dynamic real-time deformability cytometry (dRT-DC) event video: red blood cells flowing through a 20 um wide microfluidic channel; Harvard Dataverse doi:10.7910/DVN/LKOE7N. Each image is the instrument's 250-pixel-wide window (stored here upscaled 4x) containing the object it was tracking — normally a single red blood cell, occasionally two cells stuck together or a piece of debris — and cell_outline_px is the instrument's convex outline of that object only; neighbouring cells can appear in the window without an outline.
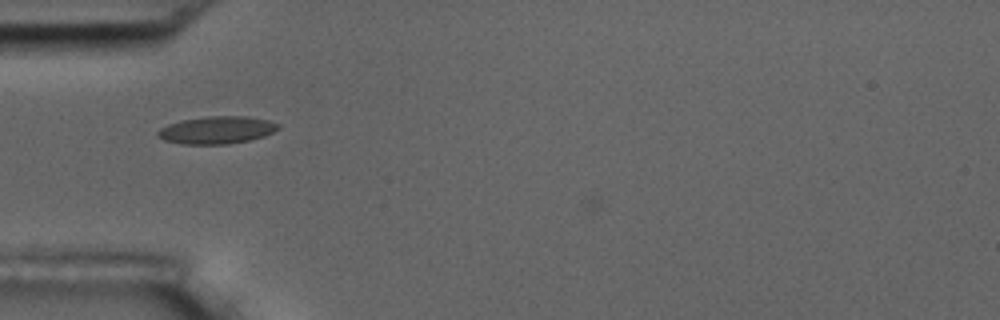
{"species": "common noctule bat (a hibernating species)", "species_latin": "Nyctalus noctula", "temperature_condition": "room temperature", "stored_images_in_passage": 40, "camera_frame_rate_fps": 3000, "um_per_image_px": 0.085, "animal": {"sex": "male", "body_mass_g": 17.5, "forearm_length_mm": 52.3}, "frame": {"image": 1, "passage_image": 2, "time_ms": 0.333, "image_size_px": [1000, 320], "cell_outline_px": [[280, 128], [264, 136], [248, 140], [228, 144], [180, 144], [164, 140], [156, 136], [156, 132], [160, 128], [168, 124], [180, 120], [208, 116], [248, 116], [268, 120], [280, 124]], "centroid_in_image_um": [18.4, 11.05], "position_along_channel_um": 66.6, "area_um2": 19.42}}
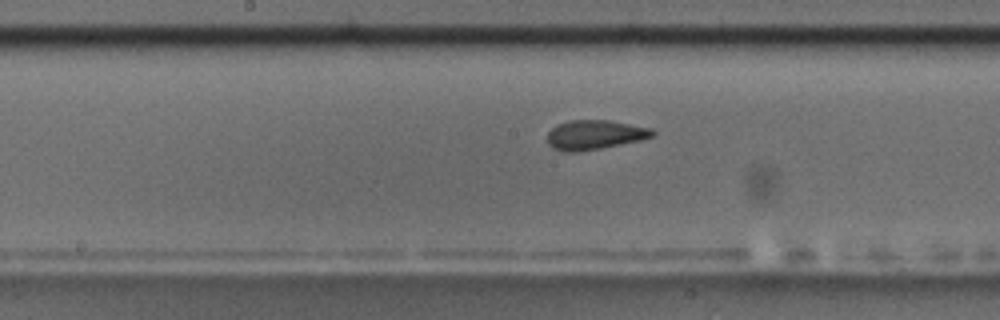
{"frame": {"image": 2, "passage_image": 13, "time_ms": 4.0, "image_size_px": [1000, 320], "cell_outline_px": [[656, 136], [640, 140], [600, 148], [576, 152], [564, 152], [552, 148], [548, 144], [548, 132], [556, 124], [568, 120], [608, 120], [652, 128], [656, 132]], "centroid_in_image_um": [50.55, 11.45], "position_along_channel_um": 197.7, "area_um2": 18.15}}
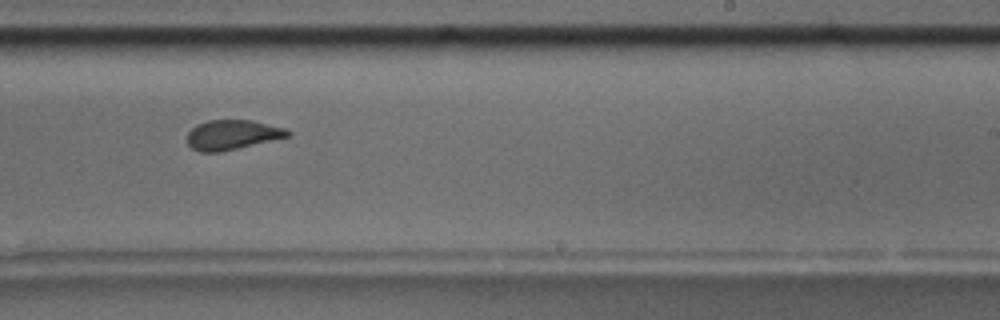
{"frame": {"image": 3, "passage_image": 19, "time_ms": 6.0, "image_size_px": [1000, 320], "cell_outline_px": [[292, 136], [220, 152], [200, 152], [192, 148], [188, 144], [188, 132], [196, 124], [208, 120], [252, 120], [284, 128], [292, 132]], "centroid_in_image_um": [19.76, 11.45], "position_along_channel_um": 269.2, "area_um2": 17.46}, "authors_computed_cell_mechanics": {"area_um2": 18.2359, "velocity_mm_per_s": 3.5859, "shape_relaxation_time_tau1_ms": 7.3317, "shape_relaxation_time_tau2_ms": 1.1488, "deformation_change_tau1": 0.1765, "deformation_change_tau2": 0.068}}